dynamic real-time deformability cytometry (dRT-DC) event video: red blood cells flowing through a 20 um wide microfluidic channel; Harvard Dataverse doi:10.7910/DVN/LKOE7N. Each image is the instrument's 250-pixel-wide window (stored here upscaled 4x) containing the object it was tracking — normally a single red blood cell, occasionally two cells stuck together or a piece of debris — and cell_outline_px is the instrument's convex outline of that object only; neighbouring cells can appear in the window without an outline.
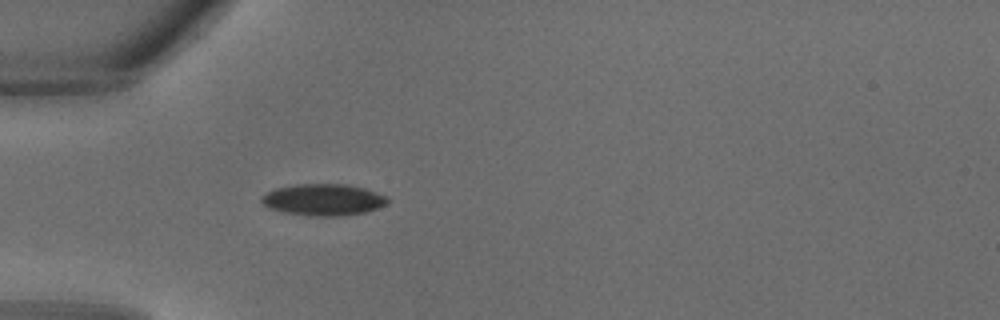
{"species": "common noctule bat (a hibernating species)", "species_latin": "Nyctalus noctula", "temperature_condition": "warm", "stored_images_in_passage": 28, "camera_frame_rate_fps": 3000, "um_per_image_px": 0.085, "animal": {"sex": "male", "body_mass_g": 18.8}, "frame": {"image": 1, "passage_image": 5, "time_ms": 1.333, "image_size_px": [1000, 320], "cell_outline_px": [[388, 204], [364, 212], [336, 216], [316, 216], [284, 212], [268, 208], [260, 200], [260, 196], [276, 188], [296, 184], [344, 184], [364, 188], [376, 192], [384, 196], [388, 200]], "centroid_in_image_um": [27.45, 16.97], "position_along_channel_um": 57.6, "area_um2": 22.95}}
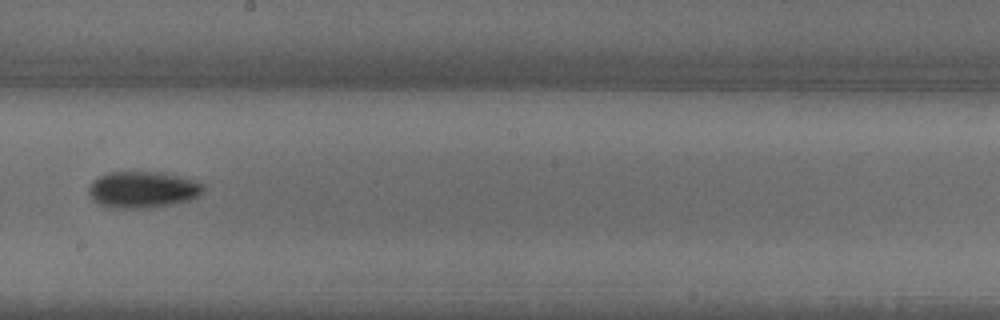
{"frame": {"image": 2, "passage_image": 14, "time_ms": 4.333, "image_size_px": [1000, 320], "cell_outline_px": [[204, 188], [196, 196], [188, 200], [172, 204], [148, 208], [116, 208], [100, 204], [88, 192], [88, 188], [92, 180], [108, 172], [160, 172], [192, 180], [204, 184]], "centroid_in_image_um": [12.1, 16.11], "position_along_channel_um": 236.1, "area_um2": 23.93}}
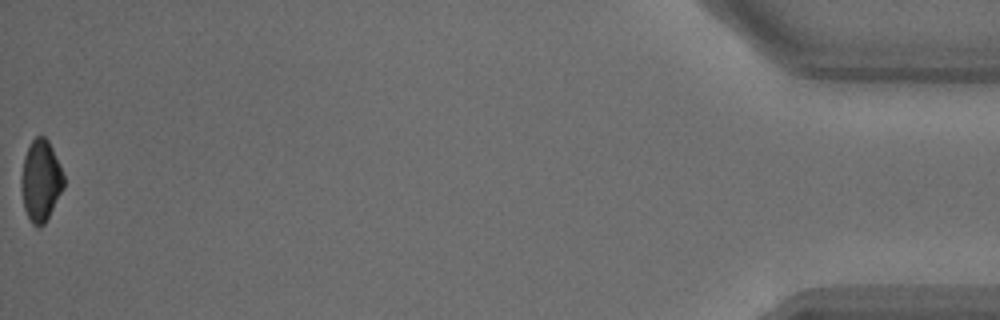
{"frame": {"image": 3, "passage_image": 28, "time_ms": 9.0, "image_size_px": [1000, 320], "cell_outline_px": [[64, 188], [44, 224], [40, 228], [36, 228], [32, 224], [24, 208], [20, 188], [20, 180], [24, 156], [32, 140], [36, 136], [44, 136], [48, 140], [60, 164], [64, 176]], "centroid_in_image_um": [3.45, 15.37], "position_along_channel_um": 431.7, "area_um2": 20.29}}